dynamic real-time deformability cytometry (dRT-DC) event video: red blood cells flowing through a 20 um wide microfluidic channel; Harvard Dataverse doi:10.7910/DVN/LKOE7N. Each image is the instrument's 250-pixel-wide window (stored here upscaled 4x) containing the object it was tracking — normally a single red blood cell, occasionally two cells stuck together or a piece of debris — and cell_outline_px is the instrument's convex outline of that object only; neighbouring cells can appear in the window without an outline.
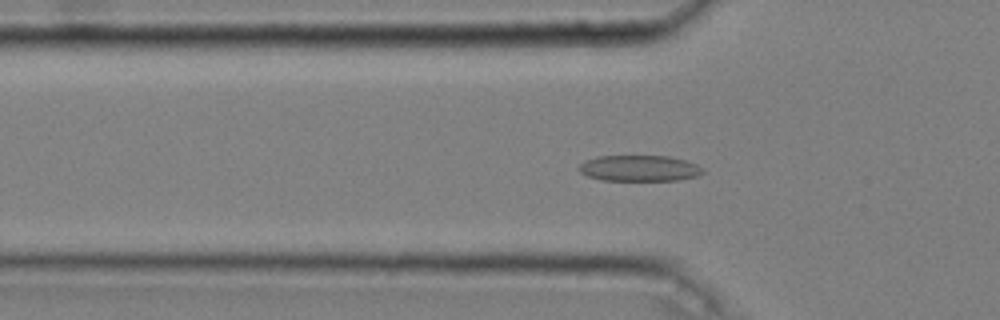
{"species": "common noctule bat (a hibernating species)", "species_latin": "Nyctalus noctula", "temperature_condition": "cold", "stored_images_in_passage": 39, "camera_frame_rate_fps": 3000, "um_per_image_px": 0.085, "animal": {"sex": "male", "body_mass_g": 20.4}, "frame": {"image": 1, "passage_image": 4, "time_ms": 1.0, "image_size_px": [1000, 320], "cell_outline_px": [[704, 172], [696, 176], [676, 180], [604, 180], [588, 176], [580, 172], [576, 168], [584, 160], [596, 156], [668, 156], [684, 160], [696, 164], [704, 168]], "centroid_in_image_um": [54.31, 14.29], "position_along_channel_um": 71.5, "area_um2": 18.73}}
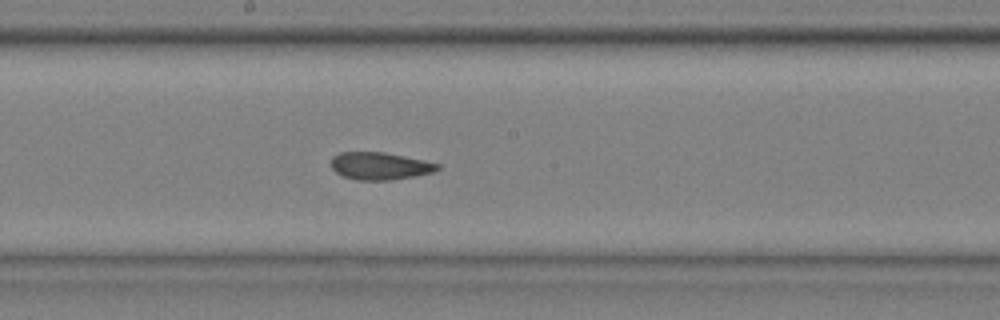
{"frame": {"image": 2, "passage_image": 16, "time_ms": 5.0, "image_size_px": [1000, 320], "cell_outline_px": [[440, 168], [432, 172], [416, 176], [388, 180], [356, 180], [340, 176], [332, 168], [332, 156], [340, 152], [384, 152], [424, 160], [440, 164]], "centroid_in_image_um": [32.27, 14.11], "position_along_channel_um": 215.9, "area_um2": 17.05}}
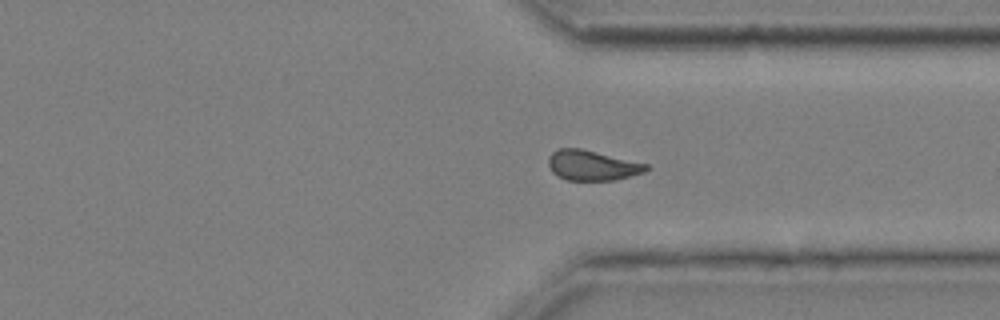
{"frame": {"image": 3, "passage_image": 28, "time_ms": 9.0, "image_size_px": [1000, 320], "cell_outline_px": [[648, 168], [644, 172], [632, 176], [616, 180], [568, 180], [552, 172], [548, 164], [548, 156], [556, 148], [580, 148], [648, 164]], "centroid_in_image_um": [50.32, 14.05], "position_along_channel_um": 361.1, "area_um2": 17.11}, "authors_computed_cell_mechanics": {"area_um2": 17.5712, "velocity_mm_per_s": 3.6124, "shape_relaxation_time_tau1_ms": null, "shape_relaxation_time_tau2_ms": 2.1113, "deformation_change_tau1": null, "deformation_change_tau2": 0.0943}}